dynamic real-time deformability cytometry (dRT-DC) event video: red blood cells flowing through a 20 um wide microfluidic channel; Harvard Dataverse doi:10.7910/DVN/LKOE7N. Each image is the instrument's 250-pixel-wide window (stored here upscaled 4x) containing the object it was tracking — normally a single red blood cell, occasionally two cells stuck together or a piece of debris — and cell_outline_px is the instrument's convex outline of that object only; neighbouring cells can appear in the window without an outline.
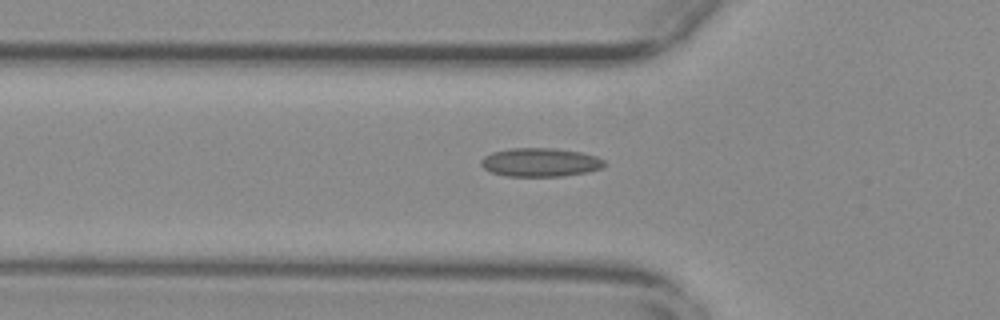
{"species": "common noctule bat (a hibernating species)", "species_latin": "Nyctalus noctula", "temperature_condition": "warm", "stored_images_in_passage": 33, "camera_frame_rate_fps": 3000, "um_per_image_px": 0.085, "animal": {"sex": "female", "body_mass_g": 29.2, "forearm_length_mm": 56.3}, "frame": {"image": 1, "passage_image": 3, "time_ms": 0.667, "image_size_px": [1000, 320], "cell_outline_px": [[608, 164], [604, 168], [564, 176], [508, 176], [492, 172], [484, 168], [480, 164], [480, 160], [484, 156], [492, 152], [512, 148], [552, 148], [580, 152], [596, 156], [604, 160]], "centroid_in_image_um": [45.94, 13.79], "position_along_channel_um": 79.9, "area_um2": 20.58}}
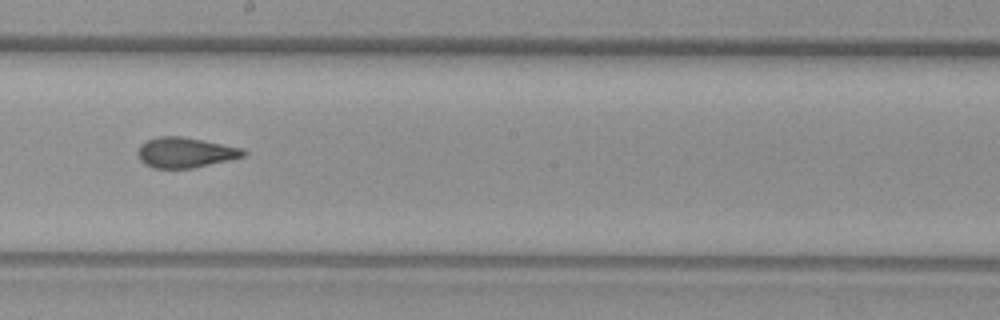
{"frame": {"image": 2, "passage_image": 15, "time_ms": 4.667, "image_size_px": [1000, 320], "cell_outline_px": [[248, 152], [244, 156], [228, 160], [192, 168], [152, 168], [144, 164], [140, 160], [140, 144], [148, 140], [160, 136], [180, 136], [244, 148]], "centroid_in_image_um": [15.78, 12.97], "position_along_channel_um": 232.4, "area_um2": 18.38}}
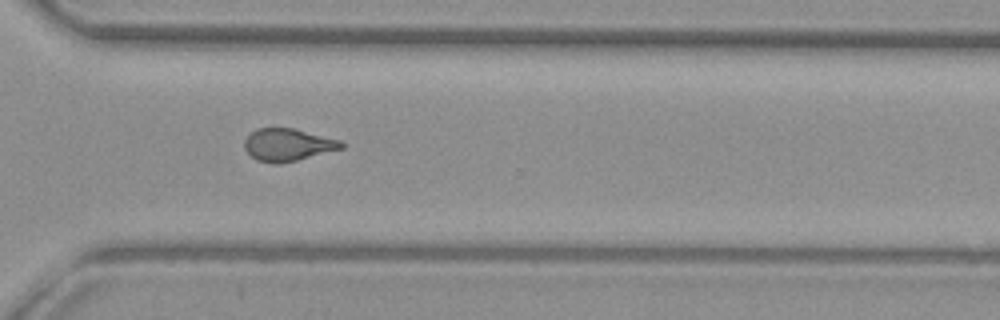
{"frame": {"image": 3, "passage_image": 24, "time_ms": 7.667, "image_size_px": [1000, 320], "cell_outline_px": [[344, 148], [280, 164], [276, 164], [256, 160], [244, 148], [244, 140], [256, 128], [292, 128], [340, 140], [344, 144]], "centroid_in_image_um": [24.45, 12.31], "position_along_channel_um": 346.2, "area_um2": 18.15}, "authors_computed_cell_mechanics": {"area_um2": 18.496, "velocity_mm_per_s": 3.8008, "shape_relaxation_time_tau1_ms": null, "shape_relaxation_time_tau2_ms": 1.6488, "deformation_change_tau1": null, "deformation_change_tau2": 0.0866}}